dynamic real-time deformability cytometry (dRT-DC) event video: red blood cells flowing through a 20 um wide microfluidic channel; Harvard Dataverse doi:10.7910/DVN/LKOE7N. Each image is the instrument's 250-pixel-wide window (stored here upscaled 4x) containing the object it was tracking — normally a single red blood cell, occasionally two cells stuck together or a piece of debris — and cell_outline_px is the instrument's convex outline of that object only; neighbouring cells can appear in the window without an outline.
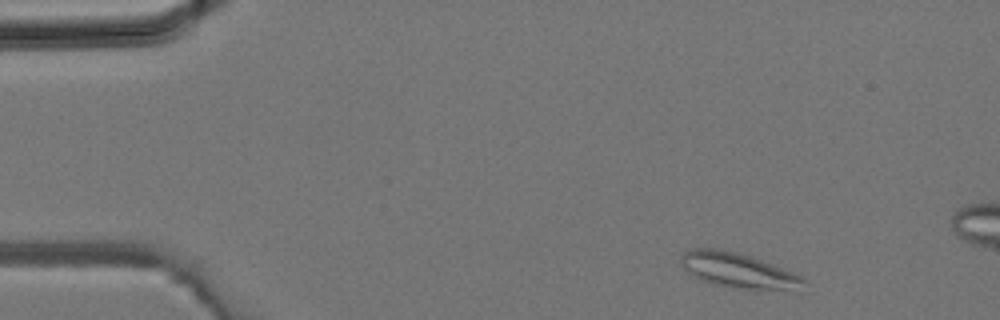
{"species": "common noctule bat (a hibernating species)", "species_latin": "Nyctalus noctula", "temperature_condition": "room temperature", "stored_images_in_passage": 4, "camera_frame_rate_fps": 3000, "um_per_image_px": 0.085, "animal": {"sex": "male", "body_mass_g": 19.2, "forearm_length_mm": 51.8}, "frame": {"image": 1, "passage_image": 4, "time_ms": 1.0, "image_size_px": [1000, 320], "cell_outline_px": [[808, 280], [800, 292], [744, 288], [716, 284], [704, 280], [688, 272], [680, 264], [680, 256], [684, 252], [692, 248], [716, 248], [736, 252], [752, 256], [792, 272]], "centroid_in_image_um": [62.83, 22.99], "position_along_channel_um": 22.2, "area_um2": 25.09}}